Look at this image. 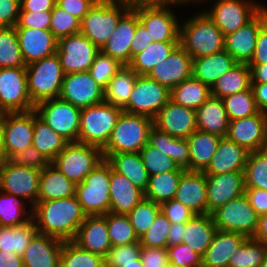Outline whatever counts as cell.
Masks as SVG:
<instances>
[{
  "label": "cell",
  "mask_w": 267,
  "mask_h": 267,
  "mask_svg": "<svg viewBox=\"0 0 267 267\" xmlns=\"http://www.w3.org/2000/svg\"><path fill=\"white\" fill-rule=\"evenodd\" d=\"M193 58L179 44L167 59L156 65L147 76L170 91L192 77Z\"/></svg>",
  "instance_id": "cell-23"
},
{
  "label": "cell",
  "mask_w": 267,
  "mask_h": 267,
  "mask_svg": "<svg viewBox=\"0 0 267 267\" xmlns=\"http://www.w3.org/2000/svg\"><path fill=\"white\" fill-rule=\"evenodd\" d=\"M148 143L173 159L179 167L189 171L190 152L187 139L172 137L153 126Z\"/></svg>",
  "instance_id": "cell-38"
},
{
  "label": "cell",
  "mask_w": 267,
  "mask_h": 267,
  "mask_svg": "<svg viewBox=\"0 0 267 267\" xmlns=\"http://www.w3.org/2000/svg\"><path fill=\"white\" fill-rule=\"evenodd\" d=\"M130 8L134 9L140 6H169L177 5V0H124Z\"/></svg>",
  "instance_id": "cell-73"
},
{
  "label": "cell",
  "mask_w": 267,
  "mask_h": 267,
  "mask_svg": "<svg viewBox=\"0 0 267 267\" xmlns=\"http://www.w3.org/2000/svg\"><path fill=\"white\" fill-rule=\"evenodd\" d=\"M122 111L105 101L81 109L78 142L103 149Z\"/></svg>",
  "instance_id": "cell-7"
},
{
  "label": "cell",
  "mask_w": 267,
  "mask_h": 267,
  "mask_svg": "<svg viewBox=\"0 0 267 267\" xmlns=\"http://www.w3.org/2000/svg\"><path fill=\"white\" fill-rule=\"evenodd\" d=\"M21 0H0V28L17 24Z\"/></svg>",
  "instance_id": "cell-64"
},
{
  "label": "cell",
  "mask_w": 267,
  "mask_h": 267,
  "mask_svg": "<svg viewBox=\"0 0 267 267\" xmlns=\"http://www.w3.org/2000/svg\"><path fill=\"white\" fill-rule=\"evenodd\" d=\"M16 33L26 66L57 52L58 40L49 29L16 28Z\"/></svg>",
  "instance_id": "cell-24"
},
{
  "label": "cell",
  "mask_w": 267,
  "mask_h": 267,
  "mask_svg": "<svg viewBox=\"0 0 267 267\" xmlns=\"http://www.w3.org/2000/svg\"><path fill=\"white\" fill-rule=\"evenodd\" d=\"M207 214L244 194V171L206 175Z\"/></svg>",
  "instance_id": "cell-21"
},
{
  "label": "cell",
  "mask_w": 267,
  "mask_h": 267,
  "mask_svg": "<svg viewBox=\"0 0 267 267\" xmlns=\"http://www.w3.org/2000/svg\"><path fill=\"white\" fill-rule=\"evenodd\" d=\"M249 152L227 137L221 138L206 175L244 171Z\"/></svg>",
  "instance_id": "cell-29"
},
{
  "label": "cell",
  "mask_w": 267,
  "mask_h": 267,
  "mask_svg": "<svg viewBox=\"0 0 267 267\" xmlns=\"http://www.w3.org/2000/svg\"><path fill=\"white\" fill-rule=\"evenodd\" d=\"M222 137L195 130L188 138L189 171L204 172L209 166Z\"/></svg>",
  "instance_id": "cell-37"
},
{
  "label": "cell",
  "mask_w": 267,
  "mask_h": 267,
  "mask_svg": "<svg viewBox=\"0 0 267 267\" xmlns=\"http://www.w3.org/2000/svg\"><path fill=\"white\" fill-rule=\"evenodd\" d=\"M37 115L68 143L78 142L81 109L60 98L37 104Z\"/></svg>",
  "instance_id": "cell-11"
},
{
  "label": "cell",
  "mask_w": 267,
  "mask_h": 267,
  "mask_svg": "<svg viewBox=\"0 0 267 267\" xmlns=\"http://www.w3.org/2000/svg\"><path fill=\"white\" fill-rule=\"evenodd\" d=\"M111 165L103 159L81 183L76 197L86 215H105L110 209Z\"/></svg>",
  "instance_id": "cell-6"
},
{
  "label": "cell",
  "mask_w": 267,
  "mask_h": 267,
  "mask_svg": "<svg viewBox=\"0 0 267 267\" xmlns=\"http://www.w3.org/2000/svg\"><path fill=\"white\" fill-rule=\"evenodd\" d=\"M56 0H21L20 11H52Z\"/></svg>",
  "instance_id": "cell-69"
},
{
  "label": "cell",
  "mask_w": 267,
  "mask_h": 267,
  "mask_svg": "<svg viewBox=\"0 0 267 267\" xmlns=\"http://www.w3.org/2000/svg\"><path fill=\"white\" fill-rule=\"evenodd\" d=\"M245 188L267 191V150L261 149L248 154L244 169Z\"/></svg>",
  "instance_id": "cell-47"
},
{
  "label": "cell",
  "mask_w": 267,
  "mask_h": 267,
  "mask_svg": "<svg viewBox=\"0 0 267 267\" xmlns=\"http://www.w3.org/2000/svg\"><path fill=\"white\" fill-rule=\"evenodd\" d=\"M238 62L225 50L208 56L193 58L192 77L210 88Z\"/></svg>",
  "instance_id": "cell-31"
},
{
  "label": "cell",
  "mask_w": 267,
  "mask_h": 267,
  "mask_svg": "<svg viewBox=\"0 0 267 267\" xmlns=\"http://www.w3.org/2000/svg\"><path fill=\"white\" fill-rule=\"evenodd\" d=\"M185 223H171L169 227L168 246L181 244L183 241Z\"/></svg>",
  "instance_id": "cell-71"
},
{
  "label": "cell",
  "mask_w": 267,
  "mask_h": 267,
  "mask_svg": "<svg viewBox=\"0 0 267 267\" xmlns=\"http://www.w3.org/2000/svg\"><path fill=\"white\" fill-rule=\"evenodd\" d=\"M229 123L221 98L211 96L196 110L197 130L224 138L227 137Z\"/></svg>",
  "instance_id": "cell-32"
},
{
  "label": "cell",
  "mask_w": 267,
  "mask_h": 267,
  "mask_svg": "<svg viewBox=\"0 0 267 267\" xmlns=\"http://www.w3.org/2000/svg\"><path fill=\"white\" fill-rule=\"evenodd\" d=\"M40 173L39 169L15 165L6 159L0 164V191L31 200L32 208L37 202Z\"/></svg>",
  "instance_id": "cell-13"
},
{
  "label": "cell",
  "mask_w": 267,
  "mask_h": 267,
  "mask_svg": "<svg viewBox=\"0 0 267 267\" xmlns=\"http://www.w3.org/2000/svg\"><path fill=\"white\" fill-rule=\"evenodd\" d=\"M260 267H267V249L265 251L264 258H263V261H262Z\"/></svg>",
  "instance_id": "cell-79"
},
{
  "label": "cell",
  "mask_w": 267,
  "mask_h": 267,
  "mask_svg": "<svg viewBox=\"0 0 267 267\" xmlns=\"http://www.w3.org/2000/svg\"><path fill=\"white\" fill-rule=\"evenodd\" d=\"M137 13L130 8L118 21L117 27L100 50L103 54L117 59L123 65L131 62V41L135 35Z\"/></svg>",
  "instance_id": "cell-26"
},
{
  "label": "cell",
  "mask_w": 267,
  "mask_h": 267,
  "mask_svg": "<svg viewBox=\"0 0 267 267\" xmlns=\"http://www.w3.org/2000/svg\"><path fill=\"white\" fill-rule=\"evenodd\" d=\"M106 161L115 172L124 175L136 188L145 193L149 184V174L139 152L111 154Z\"/></svg>",
  "instance_id": "cell-36"
},
{
  "label": "cell",
  "mask_w": 267,
  "mask_h": 267,
  "mask_svg": "<svg viewBox=\"0 0 267 267\" xmlns=\"http://www.w3.org/2000/svg\"><path fill=\"white\" fill-rule=\"evenodd\" d=\"M123 66L117 59L105 55L100 51L96 55L89 69V73L102 88H105Z\"/></svg>",
  "instance_id": "cell-57"
},
{
  "label": "cell",
  "mask_w": 267,
  "mask_h": 267,
  "mask_svg": "<svg viewBox=\"0 0 267 267\" xmlns=\"http://www.w3.org/2000/svg\"><path fill=\"white\" fill-rule=\"evenodd\" d=\"M137 74L128 65H124L104 88V101L123 109L129 101Z\"/></svg>",
  "instance_id": "cell-39"
},
{
  "label": "cell",
  "mask_w": 267,
  "mask_h": 267,
  "mask_svg": "<svg viewBox=\"0 0 267 267\" xmlns=\"http://www.w3.org/2000/svg\"><path fill=\"white\" fill-rule=\"evenodd\" d=\"M143 198L144 193L140 189L111 167L109 212L128 215Z\"/></svg>",
  "instance_id": "cell-30"
},
{
  "label": "cell",
  "mask_w": 267,
  "mask_h": 267,
  "mask_svg": "<svg viewBox=\"0 0 267 267\" xmlns=\"http://www.w3.org/2000/svg\"><path fill=\"white\" fill-rule=\"evenodd\" d=\"M80 248L106 257L111 246L106 214L86 215L73 240Z\"/></svg>",
  "instance_id": "cell-25"
},
{
  "label": "cell",
  "mask_w": 267,
  "mask_h": 267,
  "mask_svg": "<svg viewBox=\"0 0 267 267\" xmlns=\"http://www.w3.org/2000/svg\"><path fill=\"white\" fill-rule=\"evenodd\" d=\"M2 193V194H1ZM24 200L13 194L0 192V226L14 227L27 222L32 213L26 214ZM25 215V216H24Z\"/></svg>",
  "instance_id": "cell-48"
},
{
  "label": "cell",
  "mask_w": 267,
  "mask_h": 267,
  "mask_svg": "<svg viewBox=\"0 0 267 267\" xmlns=\"http://www.w3.org/2000/svg\"><path fill=\"white\" fill-rule=\"evenodd\" d=\"M50 22L51 11H20L15 28L49 29Z\"/></svg>",
  "instance_id": "cell-61"
},
{
  "label": "cell",
  "mask_w": 267,
  "mask_h": 267,
  "mask_svg": "<svg viewBox=\"0 0 267 267\" xmlns=\"http://www.w3.org/2000/svg\"><path fill=\"white\" fill-rule=\"evenodd\" d=\"M229 121L258 114L252 88L222 98Z\"/></svg>",
  "instance_id": "cell-51"
},
{
  "label": "cell",
  "mask_w": 267,
  "mask_h": 267,
  "mask_svg": "<svg viewBox=\"0 0 267 267\" xmlns=\"http://www.w3.org/2000/svg\"><path fill=\"white\" fill-rule=\"evenodd\" d=\"M216 1L211 10L204 12L224 35L237 31L264 7L250 0Z\"/></svg>",
  "instance_id": "cell-14"
},
{
  "label": "cell",
  "mask_w": 267,
  "mask_h": 267,
  "mask_svg": "<svg viewBox=\"0 0 267 267\" xmlns=\"http://www.w3.org/2000/svg\"><path fill=\"white\" fill-rule=\"evenodd\" d=\"M140 242L121 246H112L104 258L107 267H120V264L135 263L140 258Z\"/></svg>",
  "instance_id": "cell-58"
},
{
  "label": "cell",
  "mask_w": 267,
  "mask_h": 267,
  "mask_svg": "<svg viewBox=\"0 0 267 267\" xmlns=\"http://www.w3.org/2000/svg\"><path fill=\"white\" fill-rule=\"evenodd\" d=\"M151 42H154L153 38L150 37L149 31L146 29L143 23L139 20L138 14H137L136 31H135V35L130 45L131 60L134 55H136L139 52H142L147 47H149Z\"/></svg>",
  "instance_id": "cell-66"
},
{
  "label": "cell",
  "mask_w": 267,
  "mask_h": 267,
  "mask_svg": "<svg viewBox=\"0 0 267 267\" xmlns=\"http://www.w3.org/2000/svg\"><path fill=\"white\" fill-rule=\"evenodd\" d=\"M34 220L14 227L0 226V251L23 255L33 236L37 233Z\"/></svg>",
  "instance_id": "cell-44"
},
{
  "label": "cell",
  "mask_w": 267,
  "mask_h": 267,
  "mask_svg": "<svg viewBox=\"0 0 267 267\" xmlns=\"http://www.w3.org/2000/svg\"><path fill=\"white\" fill-rule=\"evenodd\" d=\"M8 160L15 165L39 170H42L50 163L48 159L33 145L27 147L19 153L13 154Z\"/></svg>",
  "instance_id": "cell-60"
},
{
  "label": "cell",
  "mask_w": 267,
  "mask_h": 267,
  "mask_svg": "<svg viewBox=\"0 0 267 267\" xmlns=\"http://www.w3.org/2000/svg\"><path fill=\"white\" fill-rule=\"evenodd\" d=\"M251 88L259 111L267 113V83H251Z\"/></svg>",
  "instance_id": "cell-70"
},
{
  "label": "cell",
  "mask_w": 267,
  "mask_h": 267,
  "mask_svg": "<svg viewBox=\"0 0 267 267\" xmlns=\"http://www.w3.org/2000/svg\"><path fill=\"white\" fill-rule=\"evenodd\" d=\"M258 64H267V20L260 28L253 57L248 63V65Z\"/></svg>",
  "instance_id": "cell-67"
},
{
  "label": "cell",
  "mask_w": 267,
  "mask_h": 267,
  "mask_svg": "<svg viewBox=\"0 0 267 267\" xmlns=\"http://www.w3.org/2000/svg\"><path fill=\"white\" fill-rule=\"evenodd\" d=\"M160 207L163 214L171 223H186L196 215L175 199L163 202Z\"/></svg>",
  "instance_id": "cell-62"
},
{
  "label": "cell",
  "mask_w": 267,
  "mask_h": 267,
  "mask_svg": "<svg viewBox=\"0 0 267 267\" xmlns=\"http://www.w3.org/2000/svg\"><path fill=\"white\" fill-rule=\"evenodd\" d=\"M64 241L37 232L22 255L23 267H59Z\"/></svg>",
  "instance_id": "cell-28"
},
{
  "label": "cell",
  "mask_w": 267,
  "mask_h": 267,
  "mask_svg": "<svg viewBox=\"0 0 267 267\" xmlns=\"http://www.w3.org/2000/svg\"><path fill=\"white\" fill-rule=\"evenodd\" d=\"M100 49L78 33L58 40L57 55L64 74L89 71Z\"/></svg>",
  "instance_id": "cell-15"
},
{
  "label": "cell",
  "mask_w": 267,
  "mask_h": 267,
  "mask_svg": "<svg viewBox=\"0 0 267 267\" xmlns=\"http://www.w3.org/2000/svg\"><path fill=\"white\" fill-rule=\"evenodd\" d=\"M205 2V1H207V0H177V4L179 5H181L182 3H186V5H187V2L189 3V2Z\"/></svg>",
  "instance_id": "cell-78"
},
{
  "label": "cell",
  "mask_w": 267,
  "mask_h": 267,
  "mask_svg": "<svg viewBox=\"0 0 267 267\" xmlns=\"http://www.w3.org/2000/svg\"><path fill=\"white\" fill-rule=\"evenodd\" d=\"M253 238L267 245V213L259 216L258 227Z\"/></svg>",
  "instance_id": "cell-75"
},
{
  "label": "cell",
  "mask_w": 267,
  "mask_h": 267,
  "mask_svg": "<svg viewBox=\"0 0 267 267\" xmlns=\"http://www.w3.org/2000/svg\"><path fill=\"white\" fill-rule=\"evenodd\" d=\"M211 215L217 230L240 233L246 238H253L258 227L259 215L245 194L217 208Z\"/></svg>",
  "instance_id": "cell-9"
},
{
  "label": "cell",
  "mask_w": 267,
  "mask_h": 267,
  "mask_svg": "<svg viewBox=\"0 0 267 267\" xmlns=\"http://www.w3.org/2000/svg\"><path fill=\"white\" fill-rule=\"evenodd\" d=\"M251 88V70L248 64L238 63L222 75L211 87V96L224 98Z\"/></svg>",
  "instance_id": "cell-40"
},
{
  "label": "cell",
  "mask_w": 267,
  "mask_h": 267,
  "mask_svg": "<svg viewBox=\"0 0 267 267\" xmlns=\"http://www.w3.org/2000/svg\"><path fill=\"white\" fill-rule=\"evenodd\" d=\"M179 44L192 57H203L224 50V34L202 11L180 26Z\"/></svg>",
  "instance_id": "cell-2"
},
{
  "label": "cell",
  "mask_w": 267,
  "mask_h": 267,
  "mask_svg": "<svg viewBox=\"0 0 267 267\" xmlns=\"http://www.w3.org/2000/svg\"><path fill=\"white\" fill-rule=\"evenodd\" d=\"M97 0H56L55 4L82 20Z\"/></svg>",
  "instance_id": "cell-65"
},
{
  "label": "cell",
  "mask_w": 267,
  "mask_h": 267,
  "mask_svg": "<svg viewBox=\"0 0 267 267\" xmlns=\"http://www.w3.org/2000/svg\"><path fill=\"white\" fill-rule=\"evenodd\" d=\"M6 160L3 143V113H0V164Z\"/></svg>",
  "instance_id": "cell-76"
},
{
  "label": "cell",
  "mask_w": 267,
  "mask_h": 267,
  "mask_svg": "<svg viewBox=\"0 0 267 267\" xmlns=\"http://www.w3.org/2000/svg\"><path fill=\"white\" fill-rule=\"evenodd\" d=\"M129 9L124 0H97L81 20L80 33L101 50Z\"/></svg>",
  "instance_id": "cell-4"
},
{
  "label": "cell",
  "mask_w": 267,
  "mask_h": 267,
  "mask_svg": "<svg viewBox=\"0 0 267 267\" xmlns=\"http://www.w3.org/2000/svg\"><path fill=\"white\" fill-rule=\"evenodd\" d=\"M106 221L111 246L127 245L139 241L128 215L108 212Z\"/></svg>",
  "instance_id": "cell-52"
},
{
  "label": "cell",
  "mask_w": 267,
  "mask_h": 267,
  "mask_svg": "<svg viewBox=\"0 0 267 267\" xmlns=\"http://www.w3.org/2000/svg\"><path fill=\"white\" fill-rule=\"evenodd\" d=\"M169 6H140L133 10L154 42L179 41L180 24Z\"/></svg>",
  "instance_id": "cell-19"
},
{
  "label": "cell",
  "mask_w": 267,
  "mask_h": 267,
  "mask_svg": "<svg viewBox=\"0 0 267 267\" xmlns=\"http://www.w3.org/2000/svg\"><path fill=\"white\" fill-rule=\"evenodd\" d=\"M140 258L144 267H167L170 264L166 248L141 247Z\"/></svg>",
  "instance_id": "cell-63"
},
{
  "label": "cell",
  "mask_w": 267,
  "mask_h": 267,
  "mask_svg": "<svg viewBox=\"0 0 267 267\" xmlns=\"http://www.w3.org/2000/svg\"><path fill=\"white\" fill-rule=\"evenodd\" d=\"M31 209L37 231L62 241H73L86 217L76 195L37 201Z\"/></svg>",
  "instance_id": "cell-1"
},
{
  "label": "cell",
  "mask_w": 267,
  "mask_h": 267,
  "mask_svg": "<svg viewBox=\"0 0 267 267\" xmlns=\"http://www.w3.org/2000/svg\"><path fill=\"white\" fill-rule=\"evenodd\" d=\"M251 83H267V64L249 65Z\"/></svg>",
  "instance_id": "cell-74"
},
{
  "label": "cell",
  "mask_w": 267,
  "mask_h": 267,
  "mask_svg": "<svg viewBox=\"0 0 267 267\" xmlns=\"http://www.w3.org/2000/svg\"><path fill=\"white\" fill-rule=\"evenodd\" d=\"M35 108L28 93L26 68H0V113Z\"/></svg>",
  "instance_id": "cell-12"
},
{
  "label": "cell",
  "mask_w": 267,
  "mask_h": 267,
  "mask_svg": "<svg viewBox=\"0 0 267 267\" xmlns=\"http://www.w3.org/2000/svg\"><path fill=\"white\" fill-rule=\"evenodd\" d=\"M249 204L254 208L256 213L261 216L267 213V191L257 188H245Z\"/></svg>",
  "instance_id": "cell-68"
},
{
  "label": "cell",
  "mask_w": 267,
  "mask_h": 267,
  "mask_svg": "<svg viewBox=\"0 0 267 267\" xmlns=\"http://www.w3.org/2000/svg\"><path fill=\"white\" fill-rule=\"evenodd\" d=\"M0 68H26L15 26L0 28Z\"/></svg>",
  "instance_id": "cell-46"
},
{
  "label": "cell",
  "mask_w": 267,
  "mask_h": 267,
  "mask_svg": "<svg viewBox=\"0 0 267 267\" xmlns=\"http://www.w3.org/2000/svg\"><path fill=\"white\" fill-rule=\"evenodd\" d=\"M34 133V109L3 113V143L6 159L31 146Z\"/></svg>",
  "instance_id": "cell-17"
},
{
  "label": "cell",
  "mask_w": 267,
  "mask_h": 267,
  "mask_svg": "<svg viewBox=\"0 0 267 267\" xmlns=\"http://www.w3.org/2000/svg\"><path fill=\"white\" fill-rule=\"evenodd\" d=\"M139 153L149 176L174 171L179 167L173 159L149 143Z\"/></svg>",
  "instance_id": "cell-55"
},
{
  "label": "cell",
  "mask_w": 267,
  "mask_h": 267,
  "mask_svg": "<svg viewBox=\"0 0 267 267\" xmlns=\"http://www.w3.org/2000/svg\"><path fill=\"white\" fill-rule=\"evenodd\" d=\"M154 126L172 137L187 139L197 130L196 110L170 99L155 117Z\"/></svg>",
  "instance_id": "cell-22"
},
{
  "label": "cell",
  "mask_w": 267,
  "mask_h": 267,
  "mask_svg": "<svg viewBox=\"0 0 267 267\" xmlns=\"http://www.w3.org/2000/svg\"><path fill=\"white\" fill-rule=\"evenodd\" d=\"M120 267H144V264L141 261V258L135 260V263L129 264H120Z\"/></svg>",
  "instance_id": "cell-77"
},
{
  "label": "cell",
  "mask_w": 267,
  "mask_h": 267,
  "mask_svg": "<svg viewBox=\"0 0 267 267\" xmlns=\"http://www.w3.org/2000/svg\"><path fill=\"white\" fill-rule=\"evenodd\" d=\"M266 249L267 245L260 241L246 238L231 254L228 267H260Z\"/></svg>",
  "instance_id": "cell-49"
},
{
  "label": "cell",
  "mask_w": 267,
  "mask_h": 267,
  "mask_svg": "<svg viewBox=\"0 0 267 267\" xmlns=\"http://www.w3.org/2000/svg\"><path fill=\"white\" fill-rule=\"evenodd\" d=\"M185 171V169L178 167L174 171L149 176V184L144 198L160 205L174 199L180 178Z\"/></svg>",
  "instance_id": "cell-41"
},
{
  "label": "cell",
  "mask_w": 267,
  "mask_h": 267,
  "mask_svg": "<svg viewBox=\"0 0 267 267\" xmlns=\"http://www.w3.org/2000/svg\"><path fill=\"white\" fill-rule=\"evenodd\" d=\"M170 97L171 91L167 87L147 75H138L128 104L122 110L154 120Z\"/></svg>",
  "instance_id": "cell-10"
},
{
  "label": "cell",
  "mask_w": 267,
  "mask_h": 267,
  "mask_svg": "<svg viewBox=\"0 0 267 267\" xmlns=\"http://www.w3.org/2000/svg\"><path fill=\"white\" fill-rule=\"evenodd\" d=\"M49 30L59 40L63 37L80 33L81 20L55 4L51 11Z\"/></svg>",
  "instance_id": "cell-54"
},
{
  "label": "cell",
  "mask_w": 267,
  "mask_h": 267,
  "mask_svg": "<svg viewBox=\"0 0 267 267\" xmlns=\"http://www.w3.org/2000/svg\"><path fill=\"white\" fill-rule=\"evenodd\" d=\"M0 267H23L22 256L13 252L0 251Z\"/></svg>",
  "instance_id": "cell-72"
},
{
  "label": "cell",
  "mask_w": 267,
  "mask_h": 267,
  "mask_svg": "<svg viewBox=\"0 0 267 267\" xmlns=\"http://www.w3.org/2000/svg\"><path fill=\"white\" fill-rule=\"evenodd\" d=\"M209 97H211V88L191 77L171 90L170 99L184 107L197 110Z\"/></svg>",
  "instance_id": "cell-45"
},
{
  "label": "cell",
  "mask_w": 267,
  "mask_h": 267,
  "mask_svg": "<svg viewBox=\"0 0 267 267\" xmlns=\"http://www.w3.org/2000/svg\"><path fill=\"white\" fill-rule=\"evenodd\" d=\"M179 41L151 42L150 46L132 57L128 66L137 75H147L156 65L169 57Z\"/></svg>",
  "instance_id": "cell-42"
},
{
  "label": "cell",
  "mask_w": 267,
  "mask_h": 267,
  "mask_svg": "<svg viewBox=\"0 0 267 267\" xmlns=\"http://www.w3.org/2000/svg\"><path fill=\"white\" fill-rule=\"evenodd\" d=\"M76 195V184L51 162L41 170L37 201L64 199Z\"/></svg>",
  "instance_id": "cell-34"
},
{
  "label": "cell",
  "mask_w": 267,
  "mask_h": 267,
  "mask_svg": "<svg viewBox=\"0 0 267 267\" xmlns=\"http://www.w3.org/2000/svg\"><path fill=\"white\" fill-rule=\"evenodd\" d=\"M266 20L267 7L264 6L237 31L224 35V50L238 63L248 64L253 57L260 28Z\"/></svg>",
  "instance_id": "cell-18"
},
{
  "label": "cell",
  "mask_w": 267,
  "mask_h": 267,
  "mask_svg": "<svg viewBox=\"0 0 267 267\" xmlns=\"http://www.w3.org/2000/svg\"><path fill=\"white\" fill-rule=\"evenodd\" d=\"M267 113L259 112L229 123L227 138L249 153L265 149Z\"/></svg>",
  "instance_id": "cell-20"
},
{
  "label": "cell",
  "mask_w": 267,
  "mask_h": 267,
  "mask_svg": "<svg viewBox=\"0 0 267 267\" xmlns=\"http://www.w3.org/2000/svg\"><path fill=\"white\" fill-rule=\"evenodd\" d=\"M245 240L240 233L217 230L202 257V267H228L231 254Z\"/></svg>",
  "instance_id": "cell-33"
},
{
  "label": "cell",
  "mask_w": 267,
  "mask_h": 267,
  "mask_svg": "<svg viewBox=\"0 0 267 267\" xmlns=\"http://www.w3.org/2000/svg\"><path fill=\"white\" fill-rule=\"evenodd\" d=\"M265 149L267 150V123H266V143H265Z\"/></svg>",
  "instance_id": "cell-80"
},
{
  "label": "cell",
  "mask_w": 267,
  "mask_h": 267,
  "mask_svg": "<svg viewBox=\"0 0 267 267\" xmlns=\"http://www.w3.org/2000/svg\"><path fill=\"white\" fill-rule=\"evenodd\" d=\"M27 85L34 106L59 98L64 80V72L57 53L26 66Z\"/></svg>",
  "instance_id": "cell-5"
},
{
  "label": "cell",
  "mask_w": 267,
  "mask_h": 267,
  "mask_svg": "<svg viewBox=\"0 0 267 267\" xmlns=\"http://www.w3.org/2000/svg\"><path fill=\"white\" fill-rule=\"evenodd\" d=\"M169 262L180 267H202V256L185 244L167 246Z\"/></svg>",
  "instance_id": "cell-59"
},
{
  "label": "cell",
  "mask_w": 267,
  "mask_h": 267,
  "mask_svg": "<svg viewBox=\"0 0 267 267\" xmlns=\"http://www.w3.org/2000/svg\"><path fill=\"white\" fill-rule=\"evenodd\" d=\"M161 211L160 204L143 198L128 214L136 235L140 238Z\"/></svg>",
  "instance_id": "cell-53"
},
{
  "label": "cell",
  "mask_w": 267,
  "mask_h": 267,
  "mask_svg": "<svg viewBox=\"0 0 267 267\" xmlns=\"http://www.w3.org/2000/svg\"><path fill=\"white\" fill-rule=\"evenodd\" d=\"M104 159L102 149L80 142H69L51 162L70 181L81 183Z\"/></svg>",
  "instance_id": "cell-8"
},
{
  "label": "cell",
  "mask_w": 267,
  "mask_h": 267,
  "mask_svg": "<svg viewBox=\"0 0 267 267\" xmlns=\"http://www.w3.org/2000/svg\"><path fill=\"white\" fill-rule=\"evenodd\" d=\"M216 231L211 214L195 215L185 223L182 243L203 257Z\"/></svg>",
  "instance_id": "cell-35"
},
{
  "label": "cell",
  "mask_w": 267,
  "mask_h": 267,
  "mask_svg": "<svg viewBox=\"0 0 267 267\" xmlns=\"http://www.w3.org/2000/svg\"><path fill=\"white\" fill-rule=\"evenodd\" d=\"M59 98L83 109L103 102L104 88L89 71L70 73L64 76Z\"/></svg>",
  "instance_id": "cell-16"
},
{
  "label": "cell",
  "mask_w": 267,
  "mask_h": 267,
  "mask_svg": "<svg viewBox=\"0 0 267 267\" xmlns=\"http://www.w3.org/2000/svg\"><path fill=\"white\" fill-rule=\"evenodd\" d=\"M68 142L48 126L34 110V133L32 145L37 148L49 162L65 148Z\"/></svg>",
  "instance_id": "cell-43"
},
{
  "label": "cell",
  "mask_w": 267,
  "mask_h": 267,
  "mask_svg": "<svg viewBox=\"0 0 267 267\" xmlns=\"http://www.w3.org/2000/svg\"><path fill=\"white\" fill-rule=\"evenodd\" d=\"M206 174L186 170L176 190L174 199L193 211L196 215L207 214Z\"/></svg>",
  "instance_id": "cell-27"
},
{
  "label": "cell",
  "mask_w": 267,
  "mask_h": 267,
  "mask_svg": "<svg viewBox=\"0 0 267 267\" xmlns=\"http://www.w3.org/2000/svg\"><path fill=\"white\" fill-rule=\"evenodd\" d=\"M154 120L124 111L119 115L109 141L102 149L103 157L125 152H140L148 143L149 132Z\"/></svg>",
  "instance_id": "cell-3"
},
{
  "label": "cell",
  "mask_w": 267,
  "mask_h": 267,
  "mask_svg": "<svg viewBox=\"0 0 267 267\" xmlns=\"http://www.w3.org/2000/svg\"><path fill=\"white\" fill-rule=\"evenodd\" d=\"M104 263L102 256L80 248L73 241H64L59 267H101Z\"/></svg>",
  "instance_id": "cell-50"
},
{
  "label": "cell",
  "mask_w": 267,
  "mask_h": 267,
  "mask_svg": "<svg viewBox=\"0 0 267 267\" xmlns=\"http://www.w3.org/2000/svg\"><path fill=\"white\" fill-rule=\"evenodd\" d=\"M170 224L171 222L160 211L148 230L139 238L141 247L167 248Z\"/></svg>",
  "instance_id": "cell-56"
}]
</instances>
